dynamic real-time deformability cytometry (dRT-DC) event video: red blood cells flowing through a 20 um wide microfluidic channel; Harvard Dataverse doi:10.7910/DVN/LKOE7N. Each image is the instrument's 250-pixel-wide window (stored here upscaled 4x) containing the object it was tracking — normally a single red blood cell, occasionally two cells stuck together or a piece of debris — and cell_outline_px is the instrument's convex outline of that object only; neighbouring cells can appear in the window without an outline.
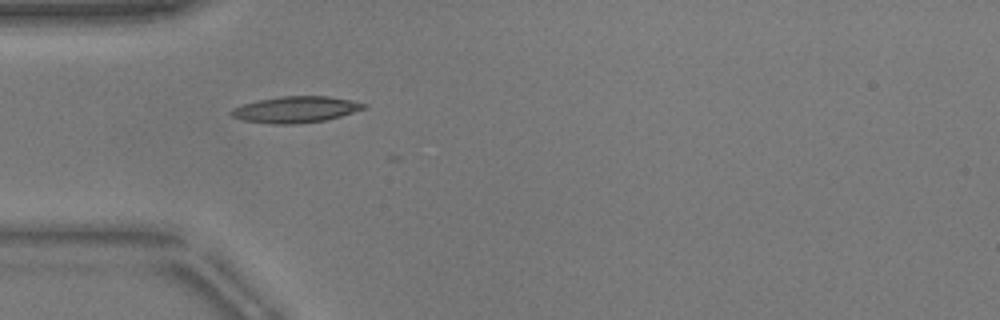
{"species": "common noctule bat (a hibernating species)", "species_latin": "Nyctalus noctula", "temperature_condition": "warm", "stored_images_in_passage": 8, "camera_frame_rate_fps": 3000, "um_per_image_px": 0.085, "animal": {"sex": "male", "body_mass_g": 17.9}, "frame": {"image": 1, "passage_image": 1, "time_ms": 0.0, "image_size_px": [1000, 320], "cell_outline_px": [[368, 108], [340, 116], [324, 120], [296, 124], [272, 124], [244, 120], [232, 116], [228, 112], [232, 108], [256, 100], [280, 96], [328, 96], [368, 104]], "centroid_in_image_um": [25.12, 9.3], "position_along_channel_um": 59.9, "area_um2": 20.29}}